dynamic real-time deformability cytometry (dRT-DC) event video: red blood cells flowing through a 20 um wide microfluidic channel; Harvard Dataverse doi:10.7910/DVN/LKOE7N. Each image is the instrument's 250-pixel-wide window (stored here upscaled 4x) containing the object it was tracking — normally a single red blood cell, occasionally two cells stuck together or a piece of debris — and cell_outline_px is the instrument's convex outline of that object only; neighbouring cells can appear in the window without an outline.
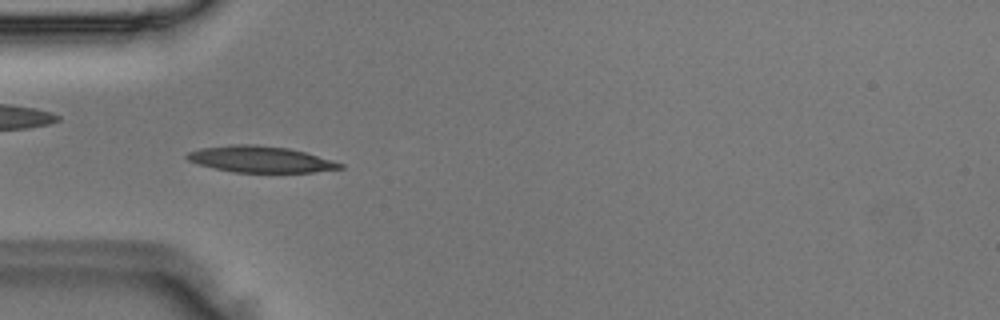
{"species": "Egyptian fruit bat (a non-hibernating species)", "species_latin": "Rousettus aegyptiacus", "temperature_condition": "room temperature", "stored_images_in_passage": 41, "camera_frame_rate_fps": 3000, "um_per_image_px": 0.085, "animal": {"sex": "male"}, "frame": {"image": 1, "passage_image": 7, "time_ms": 2.0, "image_size_px": [1000, 320], "cell_outline_px": [[344, 168], [312, 172], [232, 172], [196, 164], [188, 160], [184, 156], [188, 152], [200, 148], [232, 144], [256, 144], [288, 148], [304, 152], [332, 160], [344, 164]], "centroid_in_image_um": [22.09, 13.53], "position_along_channel_um": 62.9, "area_um2": 23.47}}
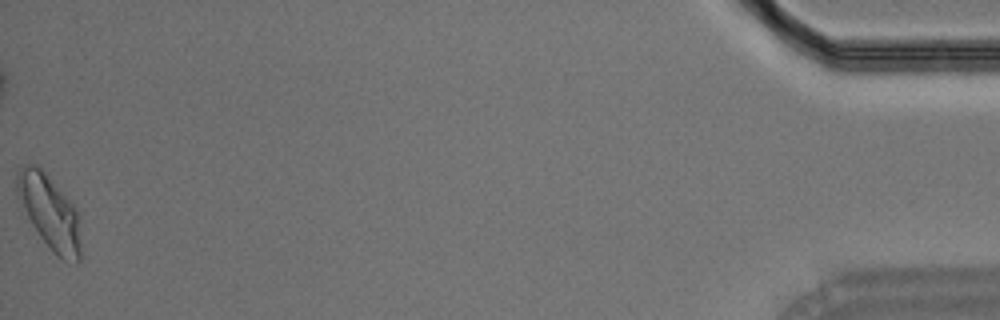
{"frame": {"image": 2, "passage_image": 41, "time_ms": 13.333, "image_size_px": [1000, 320], "cell_outline_px": [[80, 260], [76, 264], [60, 260], [52, 252], [40, 236], [32, 224], [16, 192], [16, 172], [24, 164], [36, 164], [44, 172], [76, 208], [80, 244]], "centroid_in_image_um": [4.21, 18.06], "position_along_channel_um": 431.0, "area_um2": 27.05}}